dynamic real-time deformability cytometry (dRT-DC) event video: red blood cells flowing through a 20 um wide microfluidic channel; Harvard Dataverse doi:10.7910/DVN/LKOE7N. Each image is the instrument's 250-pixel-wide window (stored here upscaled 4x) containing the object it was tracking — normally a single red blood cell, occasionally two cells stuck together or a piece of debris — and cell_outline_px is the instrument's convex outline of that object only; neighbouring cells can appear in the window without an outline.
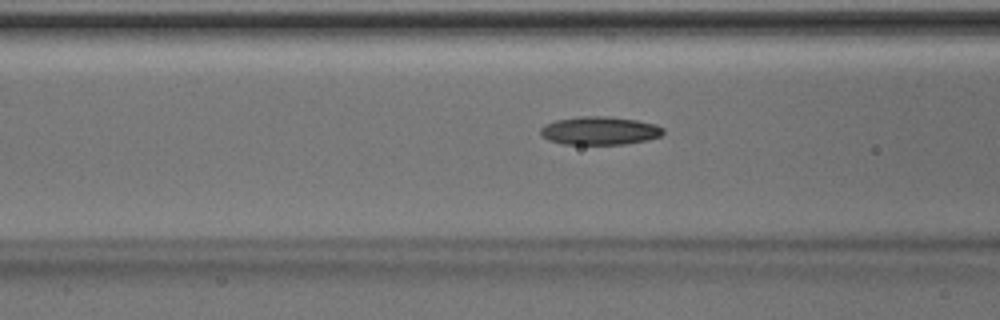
{"species": "Egyptian fruit bat (a non-hibernating species)", "species_latin": "Rousettus aegyptiacus", "temperature_condition": "room temperature", "stored_images_in_passage": 32, "camera_frame_rate_fps": 3000, "um_per_image_px": 0.085, "animal": {"sex": "male"}, "frame": {"image": 1, "passage_image": 6, "time_ms": 1.667, "image_size_px": [1000, 320], "cell_outline_px": [[664, 132], [660, 136], [648, 140], [624, 144], [564, 144], [548, 140], [540, 132], [540, 128], [544, 124], [556, 120], [580, 116], [608, 116], [636, 120], [656, 124], [664, 128]], "centroid_in_image_um": [50.98, 11.1], "position_along_channel_um": 115.6, "area_um2": 20.23}}
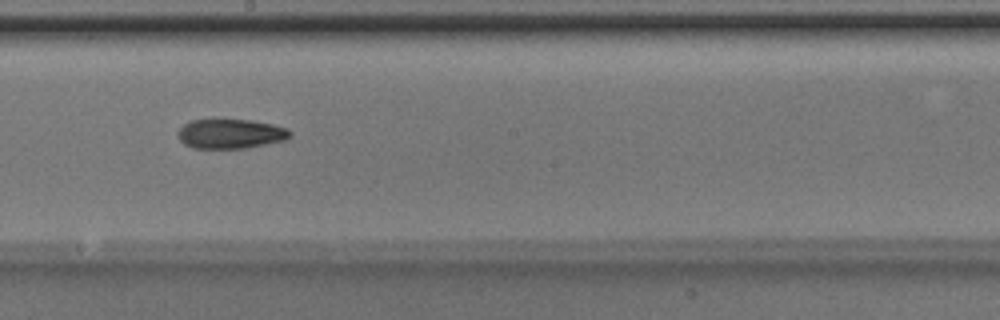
{"frame": {"image": 2, "passage_image": 14, "time_ms": 4.333, "image_size_px": [1000, 320], "cell_outline_px": [[292, 132], [284, 140], [244, 148], [192, 148], [184, 144], [180, 140], [176, 132], [188, 120], [216, 116], [252, 120], [272, 124], [288, 128]], "centroid_in_image_um": [19.51, 11.31], "position_along_channel_um": 228.7, "area_um2": 20.11}}
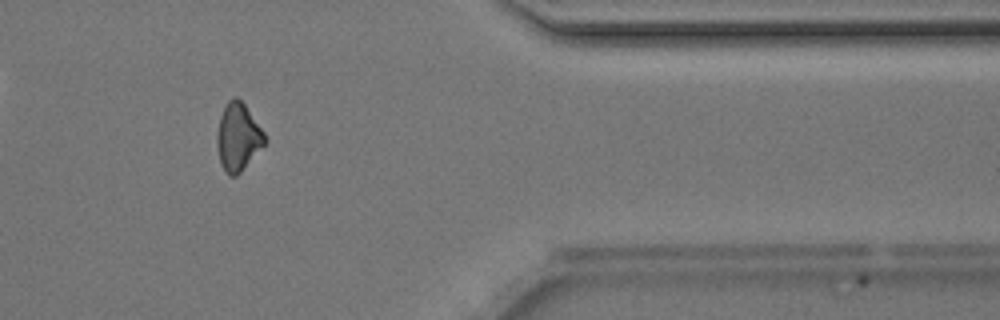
{"frame": {"image": 3, "passage_image": 27, "time_ms": 8.667, "image_size_px": [1000, 320], "cell_outline_px": [[268, 140], [240, 172], [236, 176], [228, 176], [220, 160], [216, 144], [216, 136], [220, 116], [228, 100], [232, 96], [236, 96], [244, 104], [264, 132]], "centroid_in_image_um": [20.23, 11.63], "position_along_channel_um": 391.2, "area_um2": 18.61}}